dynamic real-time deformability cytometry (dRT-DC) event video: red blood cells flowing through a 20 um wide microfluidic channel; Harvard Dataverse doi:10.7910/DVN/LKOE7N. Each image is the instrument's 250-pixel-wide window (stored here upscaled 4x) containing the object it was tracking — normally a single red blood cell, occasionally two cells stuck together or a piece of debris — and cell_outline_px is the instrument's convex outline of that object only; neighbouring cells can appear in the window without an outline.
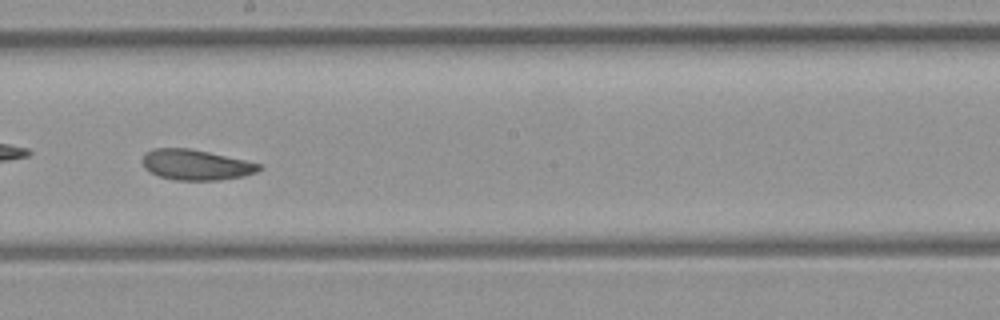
{"species": "common noctule bat (a hibernating species)", "species_latin": "Nyctalus noctula", "temperature_condition": "room temperature", "stored_images_in_passage": 39, "camera_frame_rate_fps": 3000, "um_per_image_px": 0.085, "animal": {"sex": "female", "body_mass_g": 21.9}, "frame": {"image": 1, "passage_image": 17, "time_ms": 5.333, "image_size_px": [1000, 320], "cell_outline_px": [[264, 168], [256, 172], [244, 176], [220, 180], [176, 180], [160, 176], [144, 168], [140, 160], [144, 152], [152, 148], [188, 148], [208, 152], [244, 160], [260, 164]], "centroid_in_image_um": [16.62, 14.0], "position_along_channel_um": 231.6, "area_um2": 20.75}}
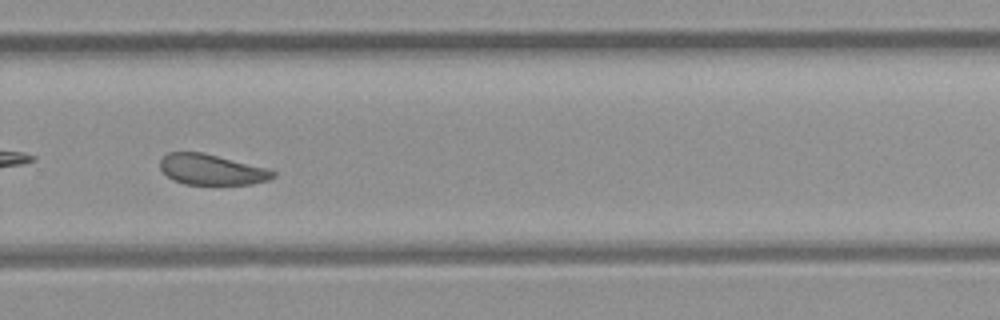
{"frame": {"image": 2, "passage_image": 23, "time_ms": 7.333, "image_size_px": [1000, 320], "cell_outline_px": [[276, 176], [268, 180], [252, 184], [184, 184], [172, 180], [160, 168], [160, 160], [168, 152], [200, 152], [268, 168], [276, 172]], "centroid_in_image_um": [17.99, 14.42], "position_along_channel_um": 311.8, "area_um2": 20.0}, "authors_computed_cell_mechanics": {"area_um2": 21.8484, "velocity_mm_per_s": 4.0365, "shape_relaxation_time_tau1_ms": 5.3068, "shape_relaxation_time_tau2_ms": 3.8115, "deformation_change_tau1": 0.1031, "deformation_change_tau2": 0.0896}}